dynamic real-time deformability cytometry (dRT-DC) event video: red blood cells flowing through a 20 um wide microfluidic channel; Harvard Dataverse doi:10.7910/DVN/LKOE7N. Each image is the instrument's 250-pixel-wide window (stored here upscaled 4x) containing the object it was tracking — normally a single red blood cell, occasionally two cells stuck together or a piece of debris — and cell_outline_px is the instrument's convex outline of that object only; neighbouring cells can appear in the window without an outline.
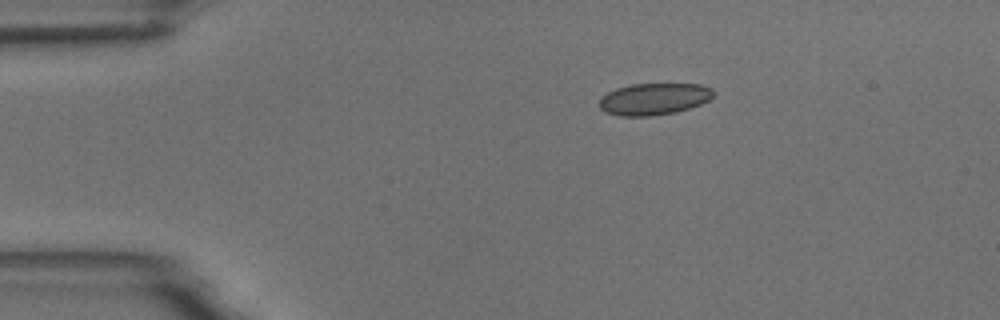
{"species": "common noctule bat (a hibernating species)", "species_latin": "Nyctalus noctula", "temperature_condition": "room temperature", "stored_images_in_passage": 9, "camera_frame_rate_fps": 3000, "um_per_image_px": 0.085, "animal": {"sex": "male", "body_mass_g": 18.8}, "frame": {"image": 1, "passage_image": 1, "time_ms": 0.0, "image_size_px": [1000, 320], "cell_outline_px": [[712, 96], [708, 100], [700, 104], [676, 112], [652, 116], [620, 116], [604, 112], [600, 108], [600, 96], [616, 88], [632, 84], [700, 84], [712, 88]], "centroid_in_image_um": [55.54, 8.42], "position_along_channel_um": 29.5, "area_um2": 21.1}}
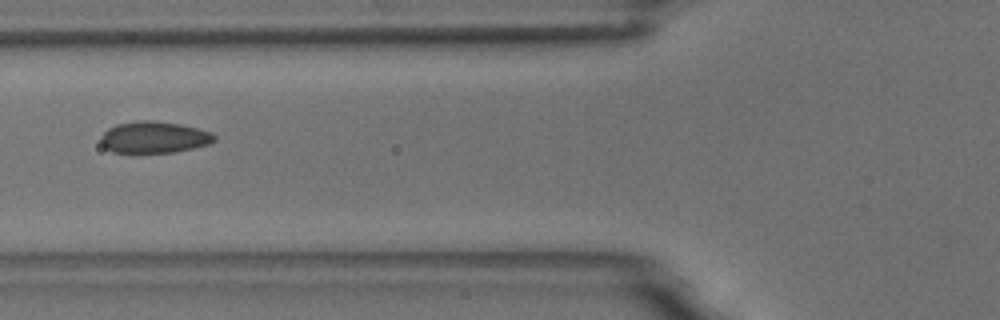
{"frame": {"image": 2, "passage_image": 4, "time_ms": 3.667, "image_size_px": [1000, 320], "cell_outline_px": [[216, 140], [208, 144], [176, 152], [112, 152], [104, 148], [100, 144], [100, 136], [108, 128], [116, 124], [140, 120], [152, 120], [180, 124], [212, 132], [216, 136]], "centroid_in_image_um": [13.07, 11.66], "position_along_channel_um": 112.7, "area_um2": 20.98}}
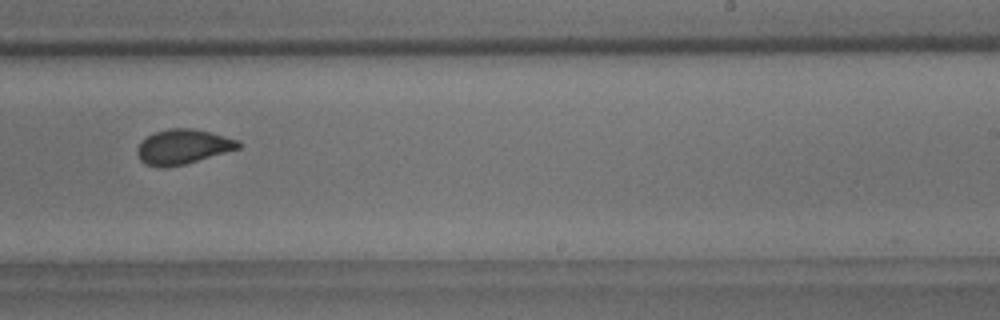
{"frame": {"image": 3, "passage_image": 8, "time_ms": 8.0, "image_size_px": [1000, 320], "cell_outline_px": [[240, 148], [184, 164], [168, 168], [160, 168], [144, 164], [140, 160], [136, 152], [136, 148], [148, 136], [156, 132], [168, 128], [192, 128], [240, 140]], "centroid_in_image_um": [15.52, 12.49], "position_along_channel_um": 273.5, "area_um2": 20.4}}